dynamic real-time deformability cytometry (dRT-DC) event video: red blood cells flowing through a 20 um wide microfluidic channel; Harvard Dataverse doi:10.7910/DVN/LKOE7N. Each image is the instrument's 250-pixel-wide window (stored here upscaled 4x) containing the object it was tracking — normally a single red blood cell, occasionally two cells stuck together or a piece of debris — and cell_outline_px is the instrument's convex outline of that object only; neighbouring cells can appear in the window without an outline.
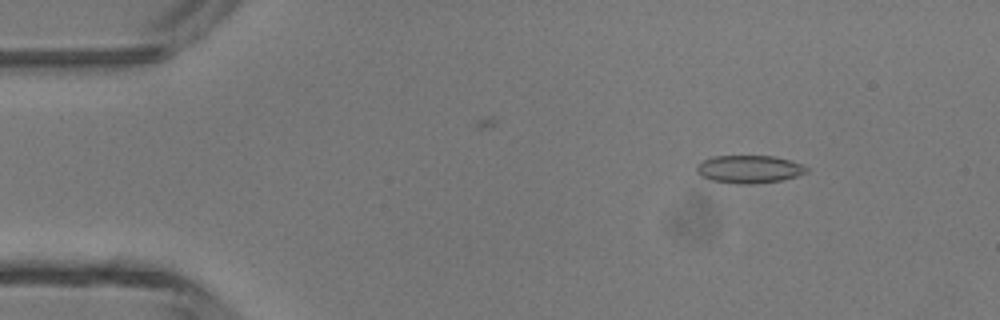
{"species": "common noctule bat (a hibernating species)", "species_latin": "Nyctalus noctula", "temperature_condition": "room temperature", "stored_images_in_passage": 46, "camera_frame_rate_fps": 3000, "um_per_image_px": 0.085, "animal": {"sex": "male", "body_mass_g": 13.3}, "frame": {"image": 1, "passage_image": 5, "time_ms": 1.333, "image_size_px": [1000, 320], "cell_outline_px": [[808, 172], [796, 176], [780, 180], [756, 184], [736, 184], [708, 180], [700, 176], [696, 172], [696, 164], [712, 156], [776, 156], [792, 160], [804, 164], [808, 168]], "centroid_in_image_um": [63.67, 14.38], "position_along_channel_um": 21.3, "area_um2": 18.21}}
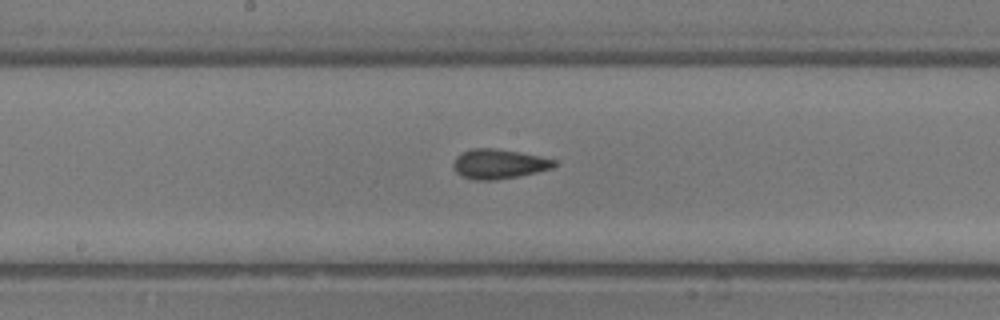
{"frame": {"image": 2, "passage_image": 23, "time_ms": 7.333, "image_size_px": [1000, 320], "cell_outline_px": [[556, 164], [552, 168], [520, 176], [496, 180], [472, 180], [460, 176], [452, 168], [452, 164], [456, 156], [472, 148], [492, 148], [520, 152], [540, 156], [556, 160]], "centroid_in_image_um": [42.36, 13.95], "position_along_channel_um": 205.8, "area_um2": 17.57}}
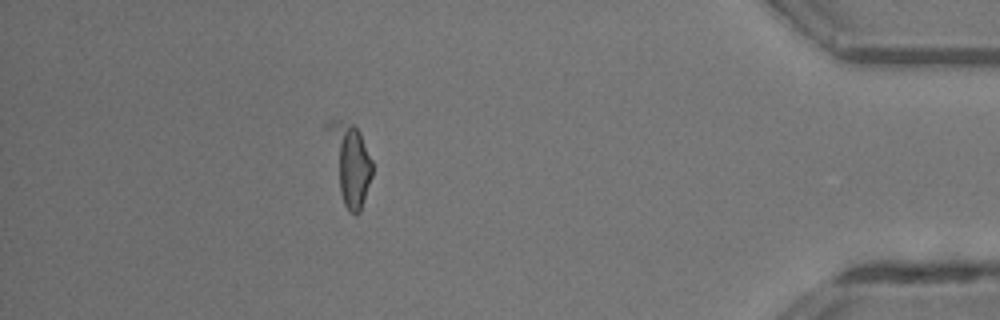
{"frame": {"image": 3, "passage_image": 40, "time_ms": 13.0, "image_size_px": [1000, 320], "cell_outline_px": [[372, 176], [360, 212], [356, 216], [344, 204], [340, 192], [324, 128], [324, 124], [328, 120], [336, 120], [352, 124], [360, 132], [372, 160]], "centroid_in_image_um": [29.72, 13.82], "position_along_channel_um": 405.5, "area_um2": 20.81}, "authors_computed_cell_mechanics": {"area_um2": 17.4267, "velocity_mm_per_s": 4.4281, "shape_relaxation_time_tau1_ms": null, "shape_relaxation_time_tau2_ms": 2.0432, "deformation_change_tau1": null, "deformation_change_tau2": 0.1012}}